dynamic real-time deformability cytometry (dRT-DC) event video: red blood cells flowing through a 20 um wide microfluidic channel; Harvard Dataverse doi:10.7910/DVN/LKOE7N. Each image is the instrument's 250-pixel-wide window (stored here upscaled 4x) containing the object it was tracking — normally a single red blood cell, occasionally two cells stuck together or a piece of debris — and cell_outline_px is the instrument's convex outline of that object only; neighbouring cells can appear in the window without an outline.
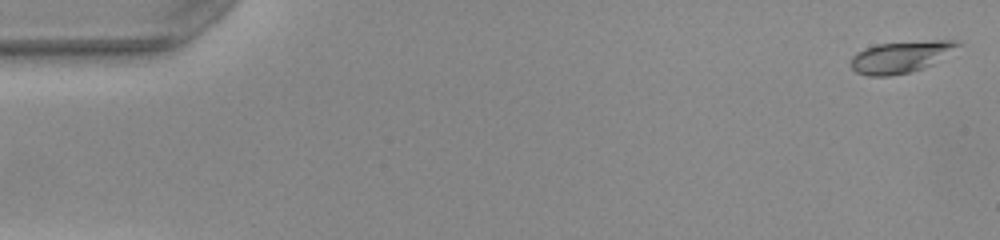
{"species": "common noctule bat (a hibernating species)", "species_latin": "Nyctalus noctula", "temperature_condition": "warm", "stored_images_in_passage": 51, "camera_frame_rate_fps": 3000, "um_per_image_px": 0.085, "animal": {"sex": "female", "body_mass_g": 22.0, "forearm_length_mm": 56.7}, "frame": {"image": 1, "passage_image": 1, "time_ms": 0.0, "image_size_px": [1000, 240], "cell_outline_px": [[960, 44], [932, 64], [924, 68], [912, 72], [892, 76], [868, 76], [856, 72], [848, 64], [852, 56], [856, 52], [864, 48], [876, 44], [932, 40], [960, 40]], "centroid_in_image_um": [76.48, 4.85], "position_along_channel_um": 8.5, "area_um2": 19.77}}
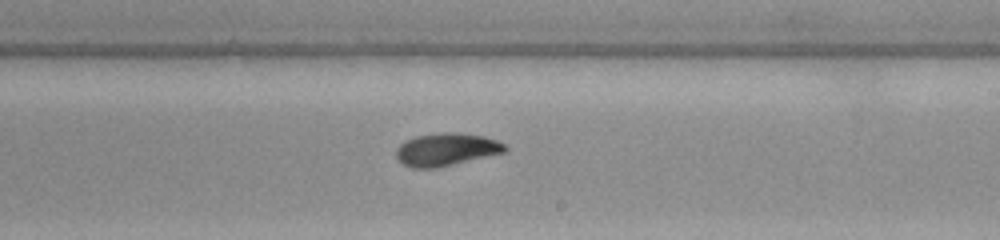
{"frame": {"image": 2, "passage_image": 30, "time_ms": 9.667, "image_size_px": [1000, 240], "cell_outline_px": [[508, 148], [504, 152], [436, 168], [412, 168], [404, 164], [396, 156], [396, 148], [400, 144], [416, 136], [444, 132], [456, 132], [484, 136], [496, 140], [504, 144]], "centroid_in_image_um": [37.93, 12.7], "position_along_channel_um": 251.1, "area_um2": 20.46}}
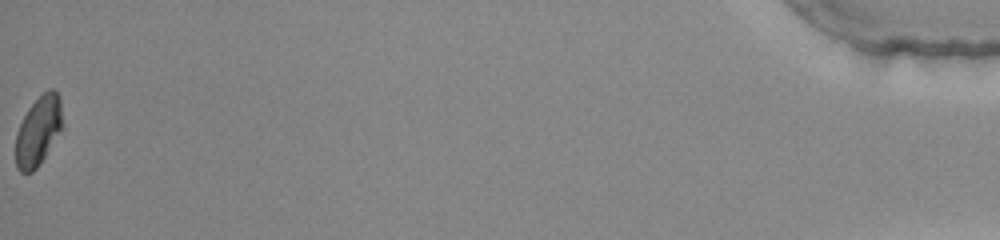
{"frame": {"image": 3, "passage_image": 51, "time_ms": 16.667, "image_size_px": [1000, 240], "cell_outline_px": [[64, 128], [36, 168], [32, 172], [20, 172], [16, 168], [16, 132], [28, 108], [48, 88], [52, 88], [60, 96], [64, 124]], "centroid_in_image_um": [3.29, 11.1], "position_along_channel_um": 431.9, "area_um2": 19.07}, "authors_computed_cell_mechanics": {"area_um2": 19.8254, "velocity_mm_per_s": 4.0393, "shape_relaxation_time_tau1_ms": 3.4764, "shape_relaxation_time_tau2_ms": 2.8222, "deformation_change_tau1": 0.1678, "deformation_change_tau2": 0.0753}}